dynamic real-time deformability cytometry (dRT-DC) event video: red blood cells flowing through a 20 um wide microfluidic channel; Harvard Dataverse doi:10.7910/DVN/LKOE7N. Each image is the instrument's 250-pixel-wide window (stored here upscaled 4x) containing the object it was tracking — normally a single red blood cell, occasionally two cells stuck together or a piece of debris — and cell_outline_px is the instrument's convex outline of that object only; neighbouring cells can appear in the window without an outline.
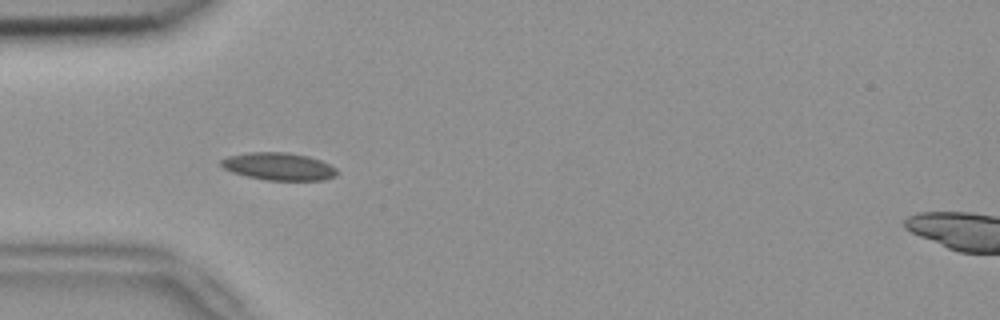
{"species": "common noctule bat (a hibernating species)", "species_latin": "Nyctalus noctula", "temperature_condition": "room temperature", "stored_images_in_passage": 4, "camera_frame_rate_fps": 3000, "um_per_image_px": 0.085, "animal": {"sex": "female", "body_mass_g": 18.4}, "frame": {"image": 1, "passage_image": 3, "time_ms": 0.667, "image_size_px": [1000, 320], "cell_outline_px": [[336, 176], [324, 180], [268, 180], [248, 176], [232, 172], [224, 168], [220, 164], [220, 160], [228, 156], [248, 152], [288, 152], [308, 156], [320, 160], [336, 168]], "centroid_in_image_um": [23.68, 14.14], "position_along_channel_um": 61.3, "area_um2": 18.5}}